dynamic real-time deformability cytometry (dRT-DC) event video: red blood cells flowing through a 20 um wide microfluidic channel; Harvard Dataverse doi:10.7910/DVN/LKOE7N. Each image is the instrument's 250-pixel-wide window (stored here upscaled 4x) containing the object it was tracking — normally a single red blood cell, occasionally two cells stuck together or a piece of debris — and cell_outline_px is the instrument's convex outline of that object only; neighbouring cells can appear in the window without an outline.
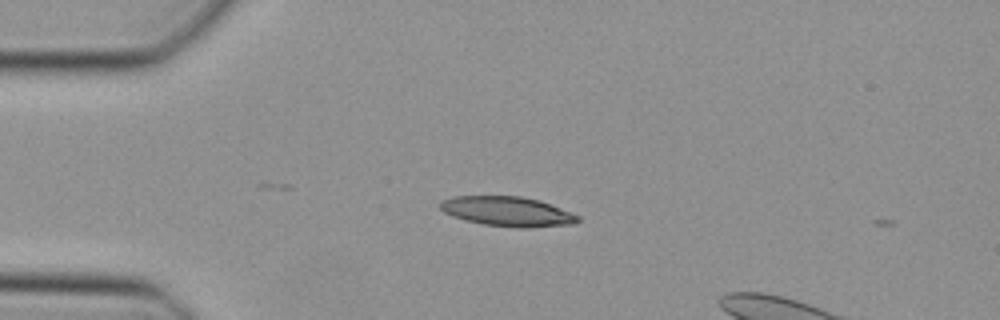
{"species": "Egyptian fruit bat (a non-hibernating species)", "species_latin": "Rousettus aegyptiacus", "temperature_condition": "cold", "stored_images_in_passage": 2, "camera_frame_rate_fps": 3000, "um_per_image_px": 0.085, "animal": {"sex": "female"}, "frame": {"image": 1, "passage_image": 1, "time_ms": 0.0, "image_size_px": [1000, 320], "cell_outline_px": [[580, 220], [576, 224], [524, 228], [520, 228], [484, 224], [452, 216], [444, 212], [440, 208], [440, 200], [456, 196], [520, 196], [540, 200], [572, 212], [580, 216]], "centroid_in_image_um": [43.18, 17.97], "position_along_channel_um": 41.8, "area_um2": 23.87}}